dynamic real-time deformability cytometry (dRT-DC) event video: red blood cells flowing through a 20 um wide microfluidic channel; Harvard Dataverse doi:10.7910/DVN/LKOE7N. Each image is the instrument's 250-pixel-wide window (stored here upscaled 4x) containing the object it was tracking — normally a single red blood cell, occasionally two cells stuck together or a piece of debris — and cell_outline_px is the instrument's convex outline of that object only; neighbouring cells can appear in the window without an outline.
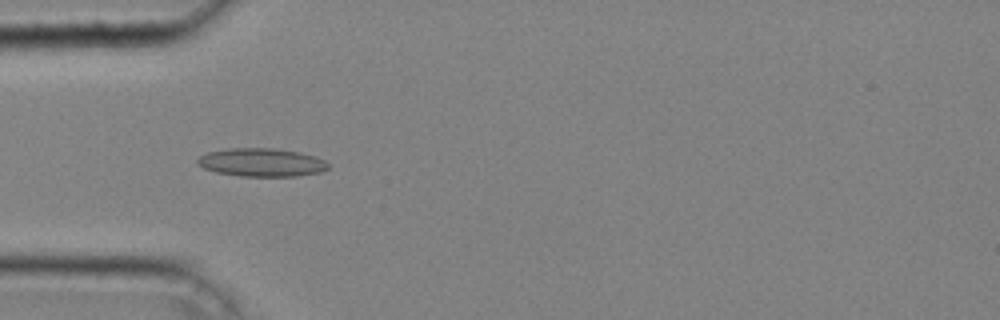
{"species": "common noctule bat (a hibernating species)", "species_latin": "Nyctalus noctula", "temperature_condition": "cold", "stored_images_in_passage": 34, "camera_frame_rate_fps": 3000, "um_per_image_px": 0.085, "animal": {"sex": "male", "body_mass_g": 20.4}, "frame": {"image": 1, "passage_image": 4, "time_ms": 1.0, "image_size_px": [1000, 320], "cell_outline_px": [[328, 168], [320, 172], [296, 176], [240, 176], [216, 172], [204, 168], [196, 164], [196, 160], [200, 156], [208, 152], [228, 148], [272, 148], [300, 152], [316, 156], [324, 160], [328, 164]], "centroid_in_image_um": [22.22, 13.8], "position_along_channel_um": 62.8, "area_um2": 21.56}}
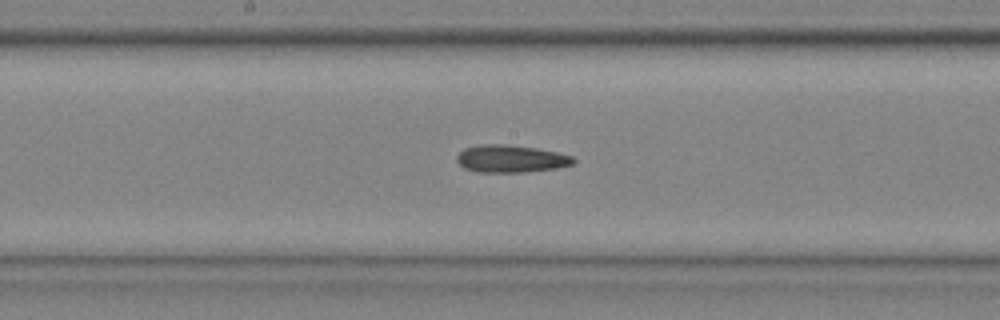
{"frame": {"image": 2, "passage_image": 14, "time_ms": 4.333, "image_size_px": [1000, 320], "cell_outline_px": [[576, 160], [572, 164], [556, 168], [524, 172], [476, 172], [464, 168], [456, 160], [456, 156], [464, 148], [480, 144], [504, 144], [536, 148], [556, 152], [572, 156]], "centroid_in_image_um": [43.39, 13.49], "position_along_channel_um": 204.8, "area_um2": 18.61}}
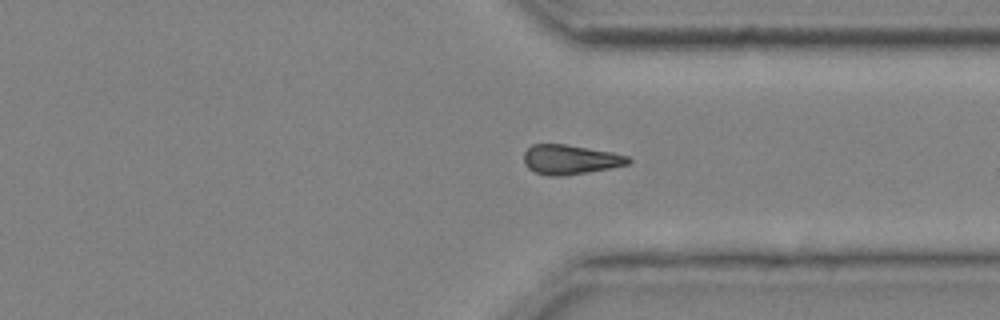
{"frame": {"image": 3, "passage_image": 25, "time_ms": 8.0, "image_size_px": [1000, 320], "cell_outline_px": [[632, 160], [628, 164], [588, 172], [564, 176], [548, 176], [536, 172], [528, 168], [524, 164], [524, 152], [532, 144], [564, 144], [612, 152], [628, 156]], "centroid_in_image_um": [48.44, 13.56], "position_along_channel_um": 363.0, "area_um2": 17.92}, "authors_computed_cell_mechanics": {"area_um2": 18.0336, "velocity_mm_per_s": 4.2963, "shape_relaxation_time_tau1_ms": 3.5348, "shape_relaxation_time_tau2_ms": 5.4817, "deformation_change_tau1": 0.092, "deformation_change_tau2": 0.163}}